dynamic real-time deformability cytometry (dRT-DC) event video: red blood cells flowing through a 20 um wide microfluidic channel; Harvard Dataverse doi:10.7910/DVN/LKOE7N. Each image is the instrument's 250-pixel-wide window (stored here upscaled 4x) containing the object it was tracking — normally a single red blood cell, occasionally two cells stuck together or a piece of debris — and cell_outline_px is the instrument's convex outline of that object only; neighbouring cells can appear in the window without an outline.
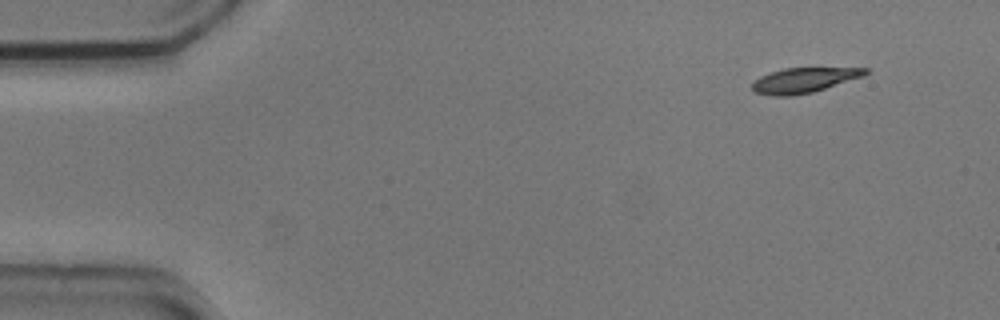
{"species": "common noctule bat (a hibernating species)", "species_latin": "Nyctalus noctula", "temperature_condition": "cold", "stored_images_in_passage": 4, "camera_frame_rate_fps": 3000, "um_per_image_px": 0.085, "animal": {"sex": "male", "body_mass_g": 20.5, "forearm_length_mm": 52.5}, "frame": {"image": 1, "passage_image": 1, "time_ms": 0.0, "image_size_px": [1000, 320], "cell_outline_px": [[872, 68], [864, 76], [812, 92], [792, 96], [776, 96], [752, 92], [752, 84], [760, 76], [784, 68]], "centroid_in_image_um": [68.34, 6.82], "position_along_channel_um": 16.7, "area_um2": 16.36}}
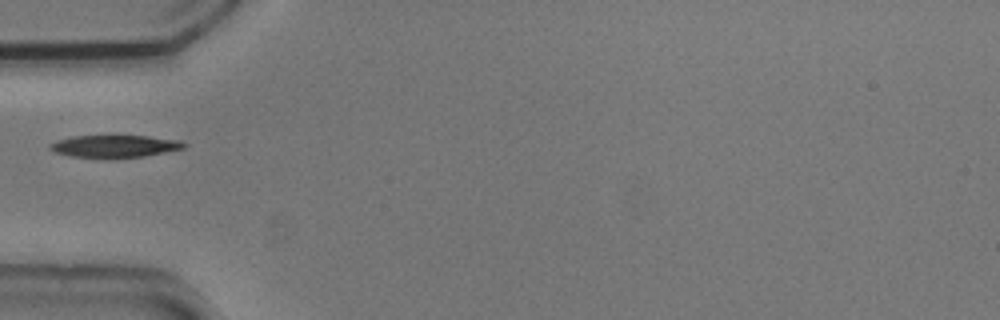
{"frame": {"image": 2, "passage_image": 4, "time_ms": 1.0, "image_size_px": [1000, 320], "cell_outline_px": [[188, 144], [184, 148], [144, 156], [116, 160], [112, 160], [72, 156], [56, 152], [48, 148], [48, 144], [56, 140], [72, 136], [112, 132], [148, 136], [180, 140]], "centroid_in_image_um": [9.71, 12.39], "position_along_channel_um": 75.3, "area_um2": 19.02}}